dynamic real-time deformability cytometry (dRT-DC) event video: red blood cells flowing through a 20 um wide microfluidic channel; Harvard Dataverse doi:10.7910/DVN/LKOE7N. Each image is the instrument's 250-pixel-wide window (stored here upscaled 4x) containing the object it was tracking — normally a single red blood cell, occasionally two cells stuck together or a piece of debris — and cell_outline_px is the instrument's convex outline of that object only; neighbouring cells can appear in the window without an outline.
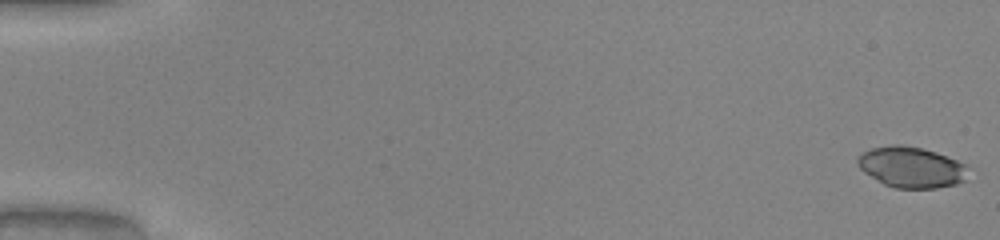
{"species": "common noctule bat (a hibernating species)", "species_latin": "Nyctalus noctula", "temperature_condition": "warm", "stored_images_in_passage": 16, "camera_frame_rate_fps": 3000, "um_per_image_px": 0.085, "animal": {"sex": "male", "body_mass_g": 20.0, "forearm_length_mm": 53.3}, "frame": {"image": 1, "passage_image": 1, "time_ms": 0.0, "image_size_px": [1000, 240], "cell_outline_px": [[968, 164], [964, 180], [956, 184], [936, 188], [896, 188], [884, 184], [864, 172], [856, 164], [856, 160], [864, 152], [872, 148], [892, 144], [904, 144], [936, 152]], "centroid_in_image_um": [77.46, 14.2], "position_along_channel_um": 7.5, "area_um2": 26.24}}
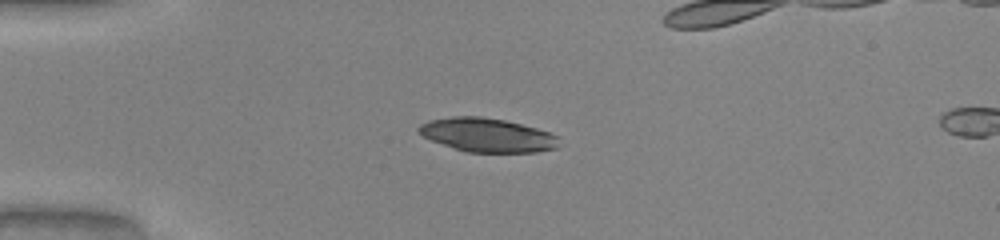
{"frame": {"image": 2, "passage_image": 14, "time_ms": 4.333, "image_size_px": [1000, 240], "cell_outline_px": [[560, 136], [556, 148], [536, 152], [468, 152], [432, 140], [424, 136], [416, 128], [420, 124], [428, 120], [452, 116], [480, 116], [504, 120], [536, 128]], "centroid_in_image_um": [41.43, 11.47], "position_along_channel_um": 43.6, "area_um2": 27.4}}